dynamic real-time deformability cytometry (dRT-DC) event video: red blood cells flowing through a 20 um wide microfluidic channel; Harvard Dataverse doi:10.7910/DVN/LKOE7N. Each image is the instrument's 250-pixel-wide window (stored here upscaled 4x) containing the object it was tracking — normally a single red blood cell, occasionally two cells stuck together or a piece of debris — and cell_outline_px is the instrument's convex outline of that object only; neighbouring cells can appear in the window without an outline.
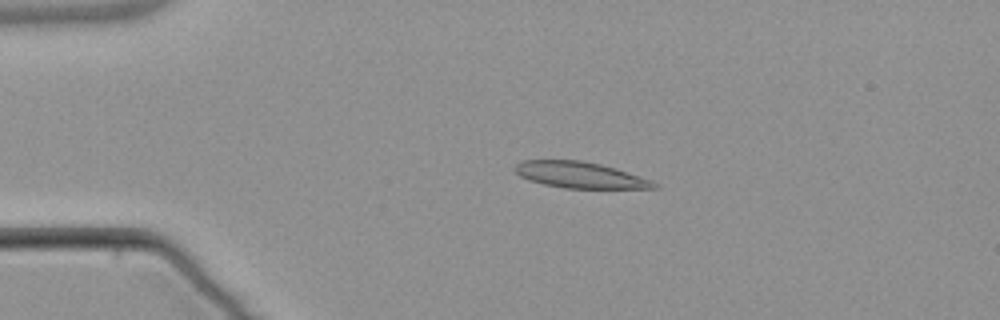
{"species": "common noctule bat (a hibernating species)", "species_latin": "Nyctalus noctula", "temperature_condition": "warm", "stored_images_in_passage": 5, "camera_frame_rate_fps": 3000, "um_per_image_px": 0.085, "animal": {"sex": "male", "body_mass_g": 21.5, "forearm_length_mm": 52.0}, "frame": {"image": 1, "passage_image": 4, "time_ms": 3.667, "image_size_px": [1000, 320], "cell_outline_px": [[660, 188], [564, 188], [544, 184], [528, 180], [520, 176], [512, 168], [520, 160], [584, 160], [616, 168], [652, 180], [660, 184]], "centroid_in_image_um": [49.3, 14.87], "position_along_channel_um": 35.7, "area_um2": 21.39}}